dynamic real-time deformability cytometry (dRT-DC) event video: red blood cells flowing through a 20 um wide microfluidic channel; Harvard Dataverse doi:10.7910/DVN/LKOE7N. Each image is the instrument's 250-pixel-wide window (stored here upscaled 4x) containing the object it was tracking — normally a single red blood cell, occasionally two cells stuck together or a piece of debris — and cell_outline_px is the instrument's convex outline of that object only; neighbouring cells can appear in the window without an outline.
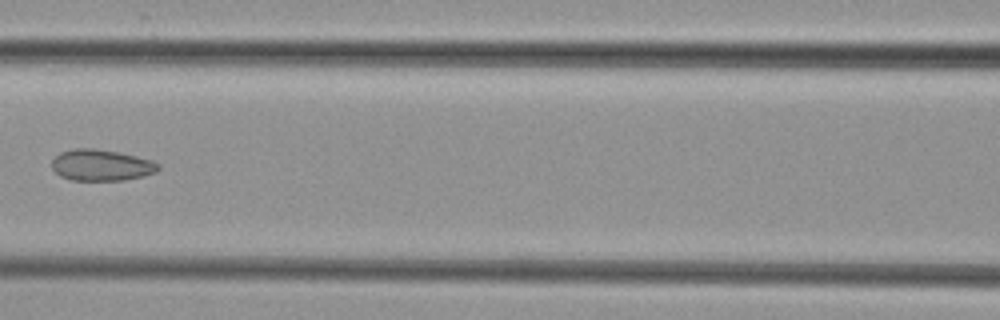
{"species": "common noctule bat (a hibernating species)", "species_latin": "Nyctalus noctula", "temperature_condition": "cold", "stored_images_in_passage": 4, "camera_frame_rate_fps": 3000, "um_per_image_px": 0.085, "animal": {"sex": "female", "body_mass_g": 29.2, "forearm_length_mm": 56.3}, "frame": {"image": 1, "passage_image": 4, "time_ms": 3.333, "image_size_px": [1000, 320], "cell_outline_px": [[160, 168], [156, 172], [144, 176], [124, 180], [72, 180], [60, 176], [52, 168], [52, 160], [60, 152], [72, 148], [92, 148], [120, 152], [152, 160], [160, 164]], "centroid_in_image_um": [8.62, 14.03], "position_along_channel_um": 158.0, "area_um2": 19.54}}